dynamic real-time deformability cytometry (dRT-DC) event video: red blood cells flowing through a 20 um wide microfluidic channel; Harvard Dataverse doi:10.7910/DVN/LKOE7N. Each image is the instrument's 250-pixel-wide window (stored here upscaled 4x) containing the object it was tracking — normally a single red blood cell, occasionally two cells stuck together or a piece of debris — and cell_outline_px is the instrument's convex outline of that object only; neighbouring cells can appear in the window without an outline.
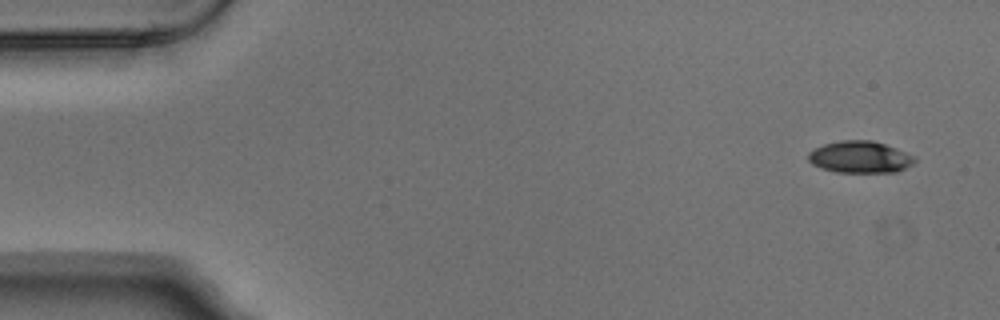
{"species": "Egyptian fruit bat (a non-hibernating species)", "species_latin": "Rousettus aegyptiacus", "temperature_condition": "warm", "stored_images_in_passage": 4, "camera_frame_rate_fps": 3000, "um_per_image_px": 0.085, "animal": {"sex": "male"}, "frame": {"image": 1, "passage_image": 1, "time_ms": 0.0, "image_size_px": [1000, 320], "cell_outline_px": [[916, 160], [912, 164], [896, 172], [836, 172], [820, 168], [812, 164], [808, 160], [808, 152], [824, 144], [840, 140], [872, 140], [896, 148], [916, 156]], "centroid_in_image_um": [73.09, 13.35], "position_along_channel_um": 11.9, "area_um2": 19.77}}
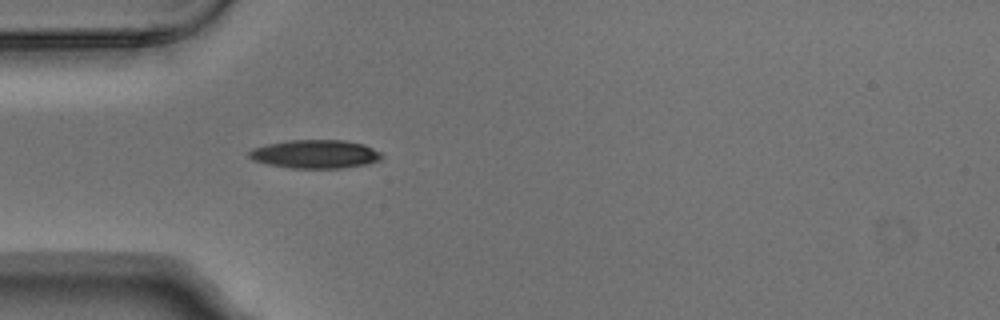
{"frame": {"image": 2, "passage_image": 4, "time_ms": 1.0, "image_size_px": [1000, 320], "cell_outline_px": [[384, 156], [380, 160], [368, 164], [344, 168], [288, 168], [268, 164], [252, 160], [248, 156], [248, 152], [252, 148], [268, 144], [288, 140], [344, 140], [364, 144], [380, 152]], "centroid_in_image_um": [26.8, 13.1], "position_along_channel_um": 58.2, "area_um2": 22.2}}